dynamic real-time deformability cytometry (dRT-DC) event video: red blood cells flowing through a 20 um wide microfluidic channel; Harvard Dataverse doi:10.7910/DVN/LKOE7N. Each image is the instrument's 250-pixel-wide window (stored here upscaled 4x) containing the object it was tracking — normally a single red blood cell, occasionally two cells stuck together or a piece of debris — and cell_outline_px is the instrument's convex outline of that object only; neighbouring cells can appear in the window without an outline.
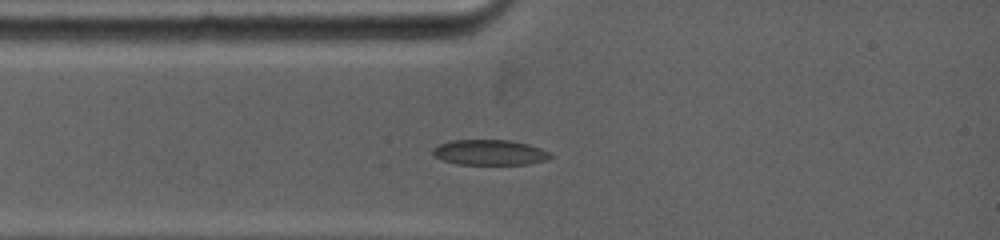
{"species": "common noctule bat (a hibernating species)", "species_latin": "Nyctalus noctula", "temperature_condition": "warm", "stored_images_in_passage": 31, "camera_frame_rate_fps": 5000, "um_per_image_px": 0.085, "animal": {"sex": "female", "body_mass_g": 19.0, "forearm_length_mm": 53.3}, "frame": {"image": 1, "passage_image": 1, "time_ms": 0.0, "image_size_px": [1000, 240], "cell_outline_px": [[552, 156], [548, 160], [528, 164], [456, 164], [444, 160], [436, 156], [432, 152], [432, 148], [440, 144], [452, 140], [512, 140], [528, 144], [540, 148], [548, 152]], "centroid_in_image_um": [41.64, 12.95], "position_along_channel_um": 43.4, "area_um2": 17.28}}
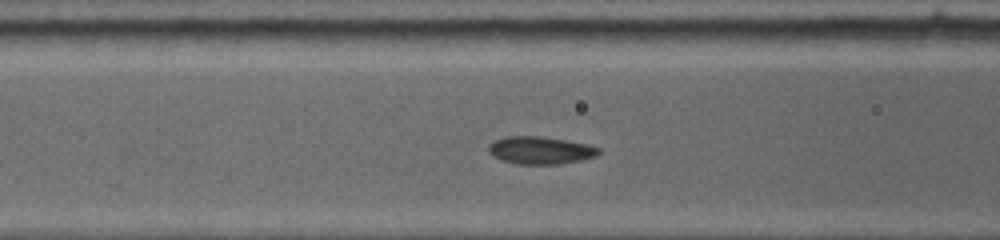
{"frame": {"image": 2, "passage_image": 17, "time_ms": 2.0, "image_size_px": [1000, 240], "cell_outline_px": [[600, 152], [596, 156], [580, 160], [560, 164], [516, 164], [500, 160], [492, 156], [488, 152], [488, 144], [492, 140], [504, 136], [540, 136], [588, 144], [600, 148]], "centroid_in_image_um": [45.87, 12.77], "position_along_channel_um": 120.7, "area_um2": 17.92}}
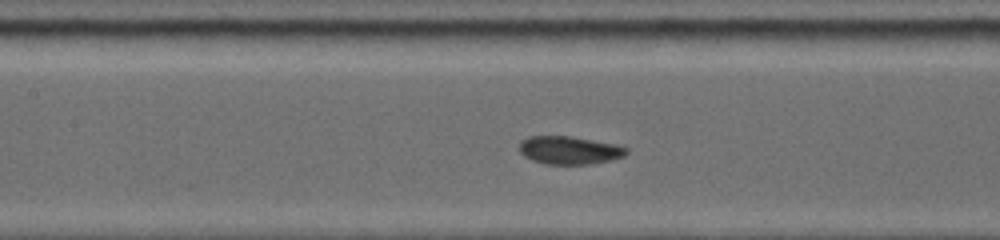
{"frame": {"image": 3, "passage_image": 26, "time_ms": 3.0, "image_size_px": [1000, 240], "cell_outline_px": [[628, 152], [624, 156], [612, 160], [592, 164], [544, 164], [532, 160], [524, 156], [520, 152], [520, 140], [528, 136], [572, 136], [616, 144], [628, 148]], "centroid_in_image_um": [48.4, 12.77], "position_along_channel_um": 159.0, "area_um2": 17.69}}